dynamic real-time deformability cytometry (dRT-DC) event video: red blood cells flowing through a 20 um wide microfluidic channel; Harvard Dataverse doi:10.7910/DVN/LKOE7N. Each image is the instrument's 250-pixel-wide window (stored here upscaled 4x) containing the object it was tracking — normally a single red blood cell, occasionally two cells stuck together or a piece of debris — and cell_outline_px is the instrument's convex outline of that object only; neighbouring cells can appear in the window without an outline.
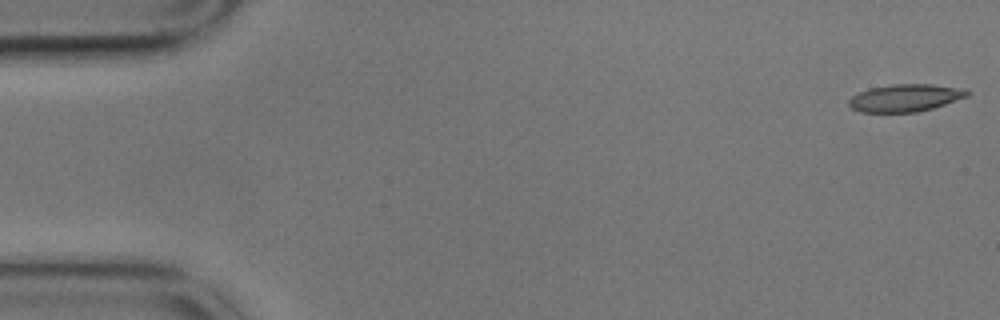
{"species": "common noctule bat (a hibernating species)", "species_latin": "Nyctalus noctula", "temperature_condition": "cold", "stored_images_in_passage": 6, "camera_frame_rate_fps": 3000, "um_per_image_px": 0.085, "animal": {"sex": "male", "body_mass_g": 17.9}, "frame": {"image": 1, "passage_image": 1, "time_ms": 0.0, "image_size_px": [1000, 320], "cell_outline_px": [[972, 92], [968, 96], [932, 108], [916, 112], [860, 112], [852, 108], [848, 104], [848, 100], [852, 96], [860, 92], [872, 88], [892, 84], [932, 84], [956, 88]], "centroid_in_image_um": [76.92, 8.32], "position_along_channel_um": 8.1, "area_um2": 18.61}}
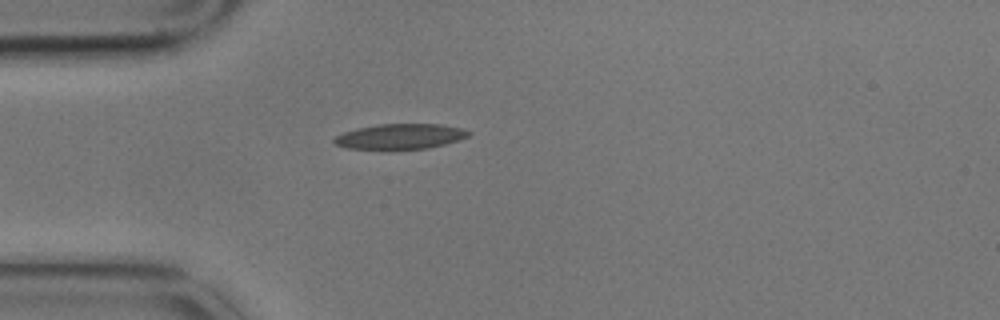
{"frame": {"image": 2, "passage_image": 5, "time_ms": 1.333, "image_size_px": [1000, 320], "cell_outline_px": [[472, 132], [468, 136], [460, 140], [428, 148], [348, 148], [336, 144], [332, 140], [336, 136], [344, 132], [356, 128], [380, 124], [440, 124], [464, 128]], "centroid_in_image_um": [34.07, 11.57], "position_along_channel_um": 50.9, "area_um2": 19.48}}